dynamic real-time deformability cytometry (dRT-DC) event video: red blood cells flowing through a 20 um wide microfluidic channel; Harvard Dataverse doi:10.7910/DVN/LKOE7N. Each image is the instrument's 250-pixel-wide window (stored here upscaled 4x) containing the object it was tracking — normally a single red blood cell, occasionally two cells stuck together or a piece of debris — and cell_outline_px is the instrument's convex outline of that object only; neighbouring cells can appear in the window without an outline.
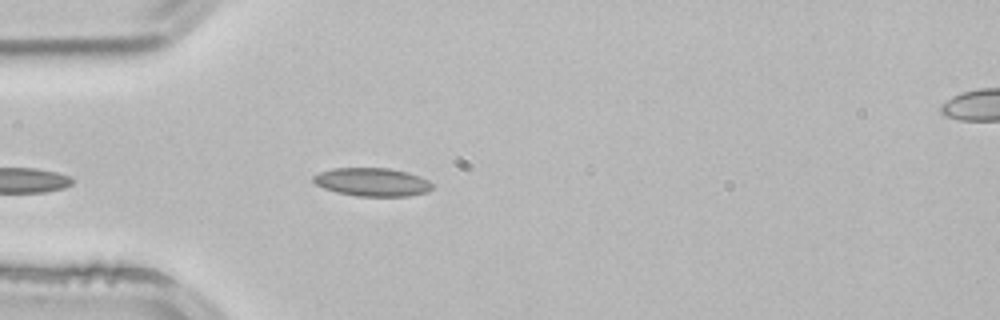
{"species": "common noctule bat (a hibernating species)", "species_latin": "Nyctalus noctula", "temperature_condition": "room temperature", "stored_images_in_passage": 4, "segment_of_instrument_passage": [1, 2], "camera_frame_rate_fps": 3000, "um_per_image_px": 0.085, "animal": {"sex": "male", "body_mass_g": 21.5, "forearm_length_mm": 52.0}, "frame": {"image": 1, "passage_image": 3, "time_ms": 0.667, "image_size_px": [1000, 320], "cell_outline_px": [[432, 188], [428, 192], [408, 196], [356, 196], [336, 192], [324, 188], [316, 184], [312, 180], [312, 176], [320, 172], [332, 168], [388, 168], [408, 172], [428, 180], [432, 184]], "centroid_in_image_um": [31.62, 15.47], "position_along_channel_um": 53.4, "area_um2": 19.65}}